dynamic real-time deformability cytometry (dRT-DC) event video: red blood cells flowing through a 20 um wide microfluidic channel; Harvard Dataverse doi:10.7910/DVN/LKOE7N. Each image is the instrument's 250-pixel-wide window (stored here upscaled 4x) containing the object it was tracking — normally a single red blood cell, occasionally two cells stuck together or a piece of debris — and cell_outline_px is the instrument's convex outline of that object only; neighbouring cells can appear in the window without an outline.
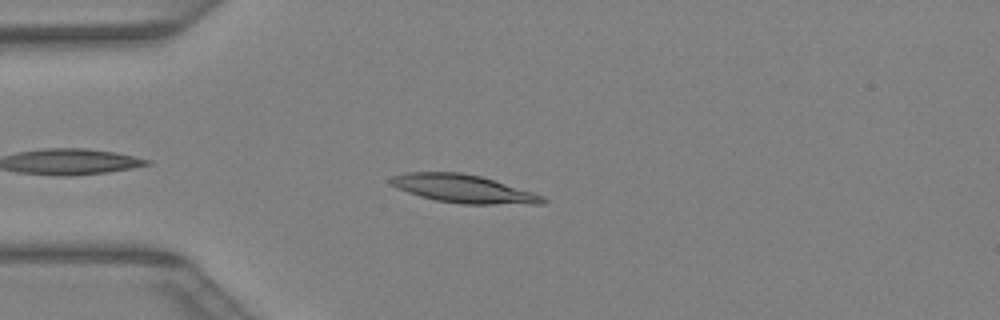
{"species": "Egyptian fruit bat (a non-hibernating species)", "species_latin": "Rousettus aegyptiacus", "temperature_condition": "warm", "stored_images_in_passage": 29, "camera_frame_rate_fps": 3000, "um_per_image_px": 0.085, "animal": {"sex": "female"}, "frame": {"image": 1, "passage_image": 3, "time_ms": 0.667, "image_size_px": [1000, 320], "cell_outline_px": [[548, 200], [544, 204], [460, 204], [436, 200], [420, 196], [396, 188], [388, 180], [392, 176], [404, 172], [460, 172], [480, 176], [532, 192], [544, 196]], "centroid_in_image_um": [39.38, 16.05], "position_along_channel_um": 45.6, "area_um2": 24.85}}
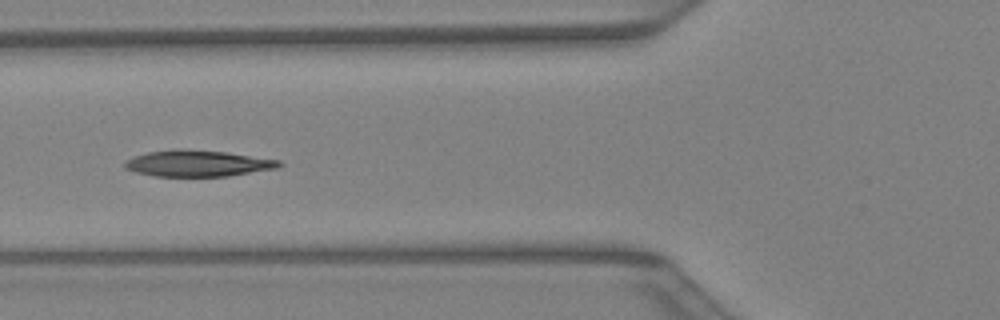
{"frame": {"image": 2, "passage_image": 8, "time_ms": 2.333, "image_size_px": [1000, 320], "cell_outline_px": [[284, 164], [276, 168], [228, 176], [156, 176], [136, 172], [124, 168], [124, 164], [128, 160], [136, 156], [148, 152], [176, 148], [224, 152], [280, 160]], "centroid_in_image_um": [16.81, 13.88], "position_along_channel_um": 109.0, "area_um2": 23.35}}
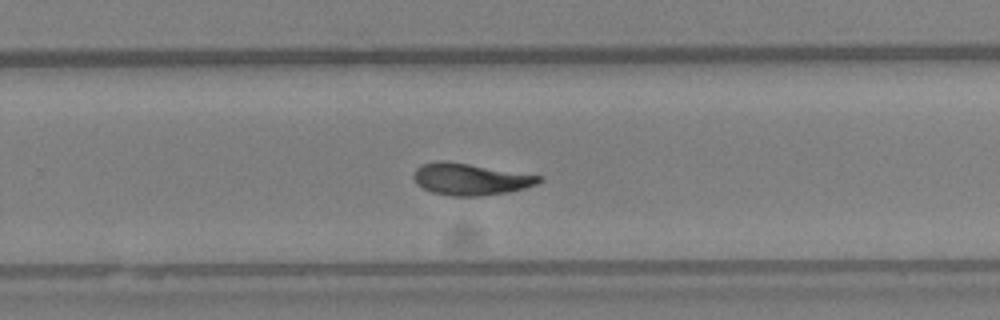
{"frame": {"image": 3, "passage_image": 19, "time_ms": 6.0, "image_size_px": [1000, 320], "cell_outline_px": [[544, 180], [536, 184], [524, 188], [508, 192], [480, 196], [452, 196], [432, 192], [416, 184], [412, 176], [416, 168], [420, 164], [436, 160], [444, 160], [544, 176]], "centroid_in_image_um": [39.96, 15.22], "position_along_channel_um": 289.8, "area_um2": 23.35}}